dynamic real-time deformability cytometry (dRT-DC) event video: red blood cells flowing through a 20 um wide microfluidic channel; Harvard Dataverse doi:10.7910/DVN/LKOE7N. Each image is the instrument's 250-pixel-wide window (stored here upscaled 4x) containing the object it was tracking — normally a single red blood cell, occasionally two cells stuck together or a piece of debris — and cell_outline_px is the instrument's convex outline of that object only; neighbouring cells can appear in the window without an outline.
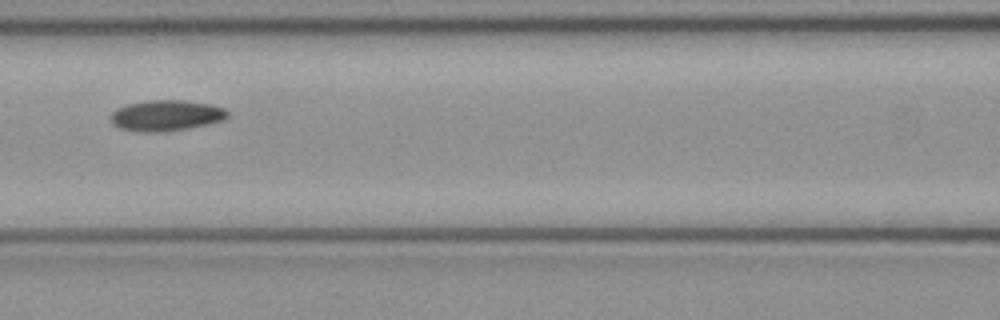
{"species": "common noctule bat (a hibernating species)", "species_latin": "Nyctalus noctula", "temperature_condition": "cold", "stored_images_in_passage": 5, "camera_frame_rate_fps": 3000, "um_per_image_px": 0.085, "animal": {"sex": "female", "body_mass_g": 21.9}, "frame": {"image": 1, "passage_image": 5, "time_ms": 1.333, "image_size_px": [1000, 320], "cell_outline_px": [[228, 116], [224, 120], [208, 124], [188, 128], [164, 132], [144, 132], [120, 128], [112, 124], [112, 112], [116, 108], [128, 104], [144, 100], [184, 100], [212, 104], [224, 108], [228, 112]], "centroid_in_image_um": [14.14, 9.81], "position_along_channel_um": 152.5, "area_um2": 21.1}}